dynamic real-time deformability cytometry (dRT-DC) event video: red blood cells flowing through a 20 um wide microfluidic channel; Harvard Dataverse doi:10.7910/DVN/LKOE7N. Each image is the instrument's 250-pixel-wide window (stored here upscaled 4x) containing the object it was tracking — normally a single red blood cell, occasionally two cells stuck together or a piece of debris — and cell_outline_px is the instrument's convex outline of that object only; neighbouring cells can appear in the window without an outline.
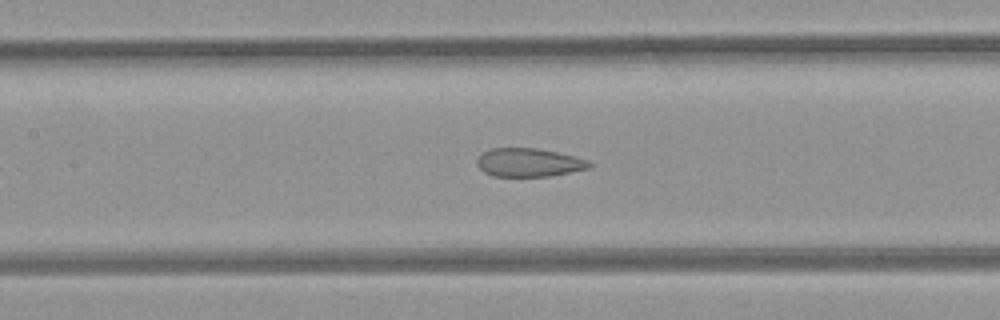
{"species": "common noctule bat (a hibernating species)", "species_latin": "Nyctalus noctula", "temperature_condition": "room temperature", "stored_images_in_passage": 32, "camera_frame_rate_fps": 3000, "um_per_image_px": 0.085, "animal": {"sex": "female", "body_mass_g": 21.9}, "frame": {"image": 1, "passage_image": 14, "time_ms": 4.333, "image_size_px": [1000, 320], "cell_outline_px": [[596, 164], [592, 168], [552, 176], [492, 176], [484, 172], [476, 164], [476, 160], [484, 152], [492, 148], [536, 148], [556, 152], [588, 160]], "centroid_in_image_um": [45.0, 13.82], "position_along_channel_um": 162.4, "area_um2": 18.73}}
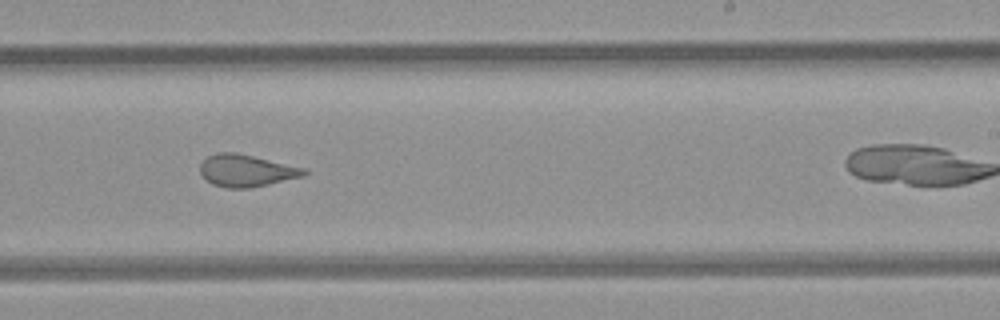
{"frame": {"image": 2, "passage_image": 22, "time_ms": 7.0, "image_size_px": [1000, 320], "cell_outline_px": [[308, 172], [304, 176], [268, 184], [248, 188], [228, 188], [212, 184], [200, 172], [200, 164], [208, 156], [216, 152], [236, 152], [308, 168]], "centroid_in_image_um": [20.97, 14.49], "position_along_channel_um": 268.0, "area_um2": 19.48}}
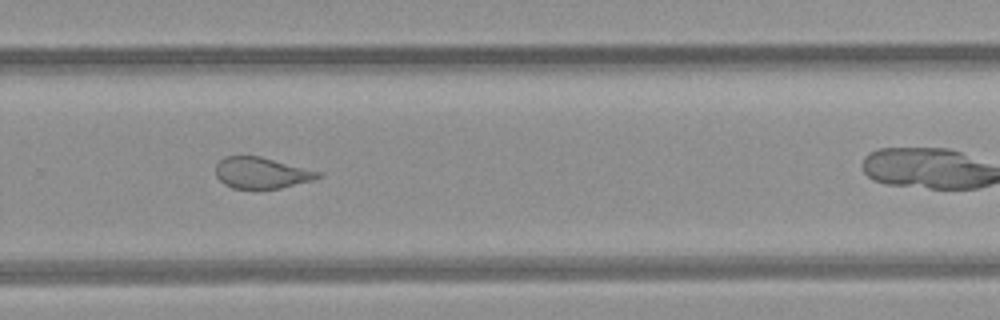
{"frame": {"image": 3, "passage_image": 25, "time_ms": 8.0, "image_size_px": [1000, 320], "cell_outline_px": [[324, 172], [320, 176], [312, 180], [280, 188], [232, 188], [224, 184], [216, 176], [216, 164], [224, 156], [260, 156]], "centroid_in_image_um": [22.23, 14.68], "position_along_channel_um": 307.6, "area_um2": 18.55}}